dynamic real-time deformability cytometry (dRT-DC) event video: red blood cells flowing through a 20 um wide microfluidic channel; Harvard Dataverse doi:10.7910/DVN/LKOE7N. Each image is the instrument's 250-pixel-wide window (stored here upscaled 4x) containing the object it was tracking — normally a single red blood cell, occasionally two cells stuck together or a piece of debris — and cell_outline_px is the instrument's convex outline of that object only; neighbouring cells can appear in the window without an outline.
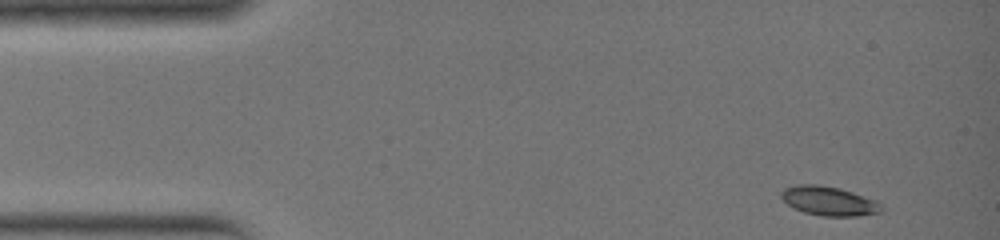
{"species": "common noctule bat (a hibernating species)", "species_latin": "Nyctalus noctula", "temperature_condition": "warm", "stored_images_in_passage": 31, "camera_frame_rate_fps": 3000, "um_per_image_px": 0.085, "animal": {"sex": "female", "body_mass_g": 19.0, "forearm_length_mm": 51.5}, "frame": {"image": 1, "passage_image": 1, "time_ms": 0.0, "image_size_px": [1000, 240], "cell_outline_px": [[880, 212], [856, 216], [820, 216], [804, 212], [788, 204], [780, 196], [780, 192], [784, 188], [796, 184], [816, 184], [840, 188], [852, 192], [872, 200], [880, 204]], "centroid_in_image_um": [70.38, 17.07], "position_along_channel_um": 14.6, "area_um2": 16.7}}
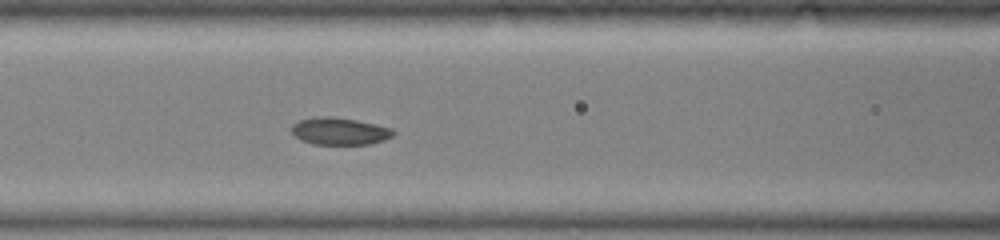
{"frame": {"image": 2, "passage_image": 13, "time_ms": 4.0, "image_size_px": [1000, 240], "cell_outline_px": [[396, 132], [392, 136], [384, 140], [368, 144], [312, 144], [300, 140], [292, 132], [292, 124], [300, 120], [316, 116], [332, 116], [356, 120], [392, 128]], "centroid_in_image_um": [28.85, 11.15], "position_along_channel_um": 137.7, "area_um2": 16.13}}
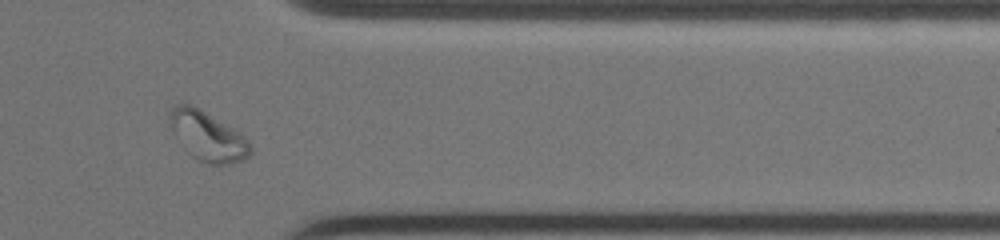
{"frame": {"image": 3, "passage_image": 27, "time_ms": 8.667, "image_size_px": [1000, 240], "cell_outline_px": [[252, 152], [248, 156], [240, 160], [228, 164], [208, 164], [196, 160], [188, 152], [172, 132], [168, 116], [172, 104], [192, 104], [240, 132], [248, 140], [252, 148]], "centroid_in_image_um": [17.62, 11.56], "position_along_channel_um": 393.8, "area_um2": 23.24}}